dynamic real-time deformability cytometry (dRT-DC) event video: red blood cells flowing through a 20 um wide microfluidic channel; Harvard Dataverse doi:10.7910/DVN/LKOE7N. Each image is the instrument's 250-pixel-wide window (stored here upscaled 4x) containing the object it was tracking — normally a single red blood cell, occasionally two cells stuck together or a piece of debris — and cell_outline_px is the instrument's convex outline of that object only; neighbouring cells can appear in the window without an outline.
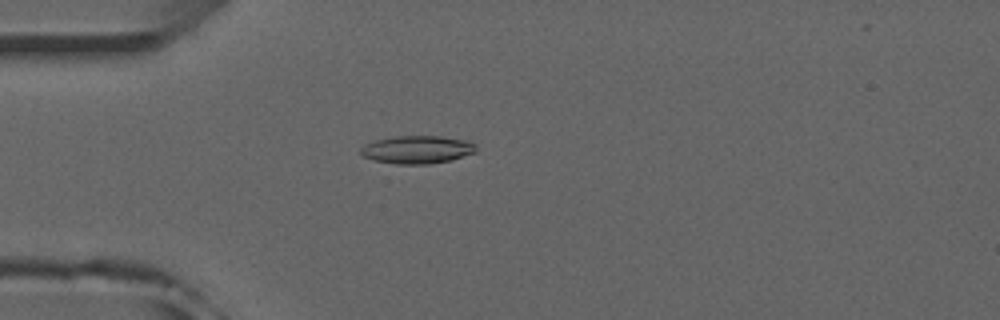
{"species": "common noctule bat (a hibernating species)", "species_latin": "Nyctalus noctula", "temperature_condition": "room temperature", "stored_images_in_passage": 29, "camera_frame_rate_fps": 3000, "um_per_image_px": 0.085, "animal": {"sex": "male", "forearm_length_mm": 52.5}, "frame": {"image": 1, "passage_image": 2, "time_ms": 0.333, "image_size_px": [1000, 320], "cell_outline_px": [[476, 152], [452, 160], [428, 164], [396, 164], [372, 160], [364, 156], [360, 152], [360, 148], [364, 144], [372, 140], [392, 136], [440, 136], [468, 140], [476, 144]], "centroid_in_image_um": [35.45, 12.71], "position_along_channel_um": 49.6, "area_um2": 19.07}}
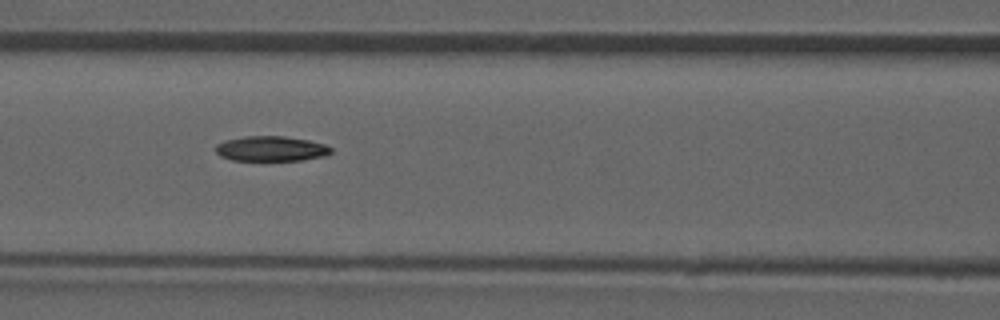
{"frame": {"image": 2, "passage_image": 10, "time_ms": 3.0, "image_size_px": [1000, 320], "cell_outline_px": [[332, 152], [324, 156], [300, 160], [232, 160], [220, 156], [216, 152], [216, 144], [224, 140], [244, 136], [284, 136], [308, 140], [324, 144], [332, 148]], "centroid_in_image_um": [23.02, 12.63], "position_along_channel_um": 143.6, "area_um2": 16.82}}
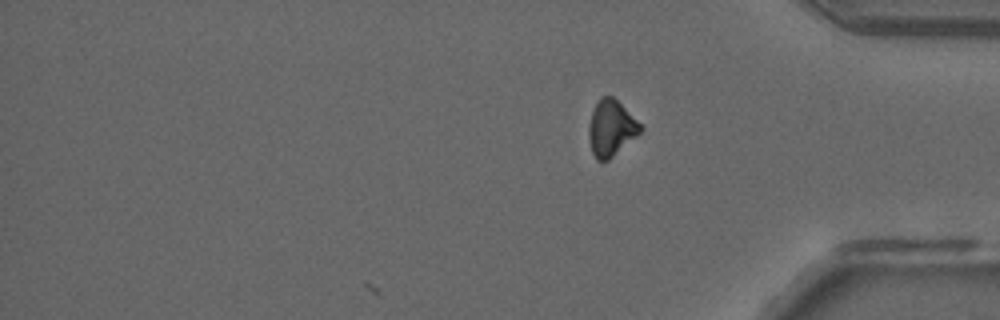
{"frame": {"image": 3, "passage_image": 29, "time_ms": 9.333, "image_size_px": [1000, 320], "cell_outline_px": [[644, 128], [636, 136], [608, 160], [596, 160], [592, 152], [588, 136], [588, 128], [592, 112], [600, 96], [612, 96]], "centroid_in_image_um": [51.91, 10.9], "position_along_channel_um": 383.3, "area_um2": 16.42}}